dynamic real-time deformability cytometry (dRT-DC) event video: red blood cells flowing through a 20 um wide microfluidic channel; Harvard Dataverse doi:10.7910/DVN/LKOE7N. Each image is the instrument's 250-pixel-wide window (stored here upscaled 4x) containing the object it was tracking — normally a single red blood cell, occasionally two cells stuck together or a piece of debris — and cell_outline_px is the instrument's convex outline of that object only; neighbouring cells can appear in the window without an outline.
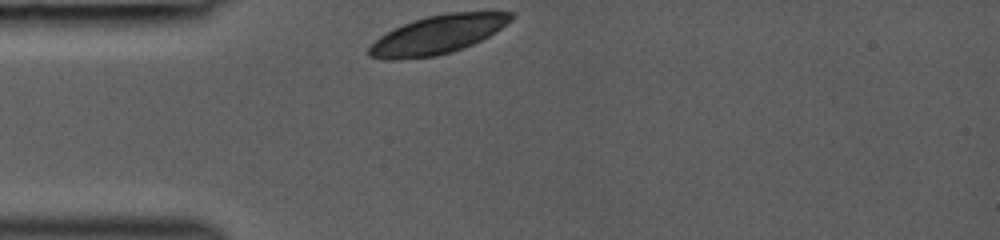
{"species": "common noctule bat (a hibernating species)", "species_latin": "Nyctalus noctula", "temperature_condition": "room temperature", "stored_images_in_passage": 13, "camera_frame_rate_fps": 3000, "um_per_image_px": 0.085, "animal": {"sex": "female", "body_mass_g": 19.0, "forearm_length_mm": 53.3}, "frame": {"image": 1, "passage_image": 1, "time_ms": 0.0, "image_size_px": [1000, 240], "cell_outline_px": [[516, 12], [512, 20], [496, 32], [464, 48], [452, 52], [436, 56], [396, 60], [384, 60], [368, 56], [368, 48], [380, 36], [404, 24], [428, 16], [448, 12]], "centroid_in_image_um": [37.21, 2.96], "position_along_channel_um": 47.8, "area_um2": 31.73}}
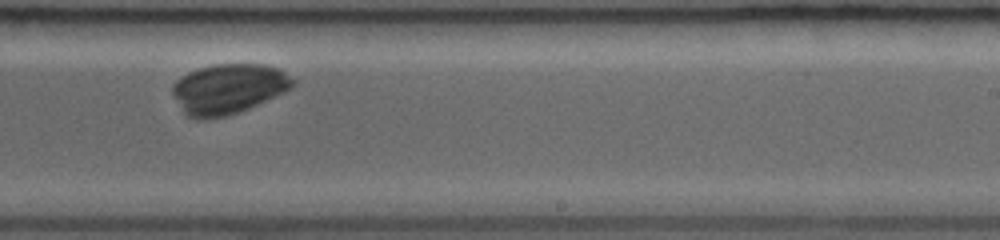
{"frame": {"image": 2, "passage_image": 10, "time_ms": 5.667, "image_size_px": [1000, 240], "cell_outline_px": [[296, 84], [292, 88], [284, 92], [248, 108], [224, 116], [204, 120], [196, 120], [188, 116], [184, 112], [172, 92], [172, 84], [176, 80], [188, 72], [212, 64], [264, 64], [280, 68], [296, 80]], "centroid_in_image_um": [19.43, 7.53], "position_along_channel_um": 269.6, "area_um2": 35.08}}
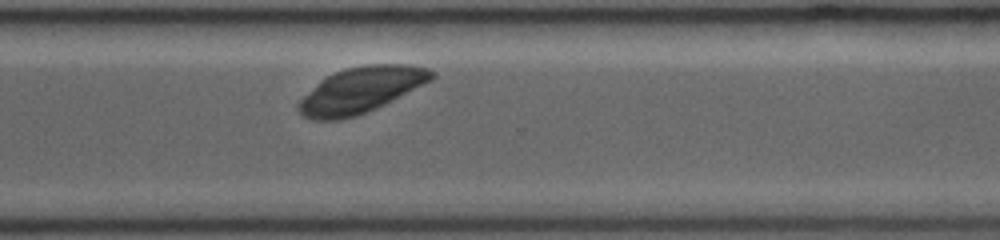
{"frame": {"image": 3, "passage_image": 13, "time_ms": 7.333, "image_size_px": [1000, 240], "cell_outline_px": [[436, 76], [432, 80], [376, 108], [356, 116], [336, 120], [312, 120], [304, 116], [296, 108], [296, 104], [320, 80], [344, 68], [368, 64], [408, 64], [428, 68], [436, 72]], "centroid_in_image_um": [30.69, 7.64], "position_along_channel_um": 339.9, "area_um2": 35.32}}